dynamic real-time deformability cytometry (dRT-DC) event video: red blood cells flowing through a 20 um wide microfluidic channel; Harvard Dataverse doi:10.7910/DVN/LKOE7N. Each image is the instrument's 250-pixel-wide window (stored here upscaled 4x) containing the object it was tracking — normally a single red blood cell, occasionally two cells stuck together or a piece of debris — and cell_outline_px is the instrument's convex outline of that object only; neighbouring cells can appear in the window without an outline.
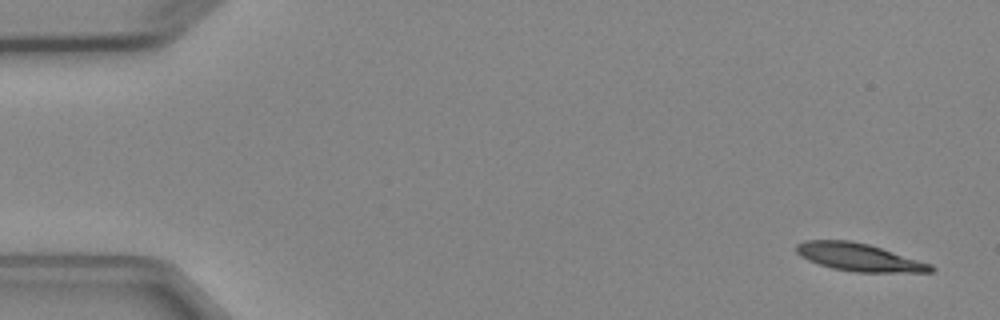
{"species": "Egyptian fruit bat (a non-hibernating species)", "species_latin": "Rousettus aegyptiacus", "temperature_condition": "cold", "stored_images_in_passage": 5, "camera_frame_rate_fps": 3000, "um_per_image_px": 0.085, "animal": {"sex": "female"}, "frame": {"image": 1, "passage_image": 1, "time_ms": 0.0, "image_size_px": [1000, 320], "cell_outline_px": [[936, 268], [932, 272], [856, 272], [832, 268], [808, 260], [800, 256], [796, 252], [796, 244], [804, 240], [848, 240], [868, 244], [932, 264]], "centroid_in_image_um": [73.0, 21.86], "position_along_channel_um": 12.0, "area_um2": 21.62}}
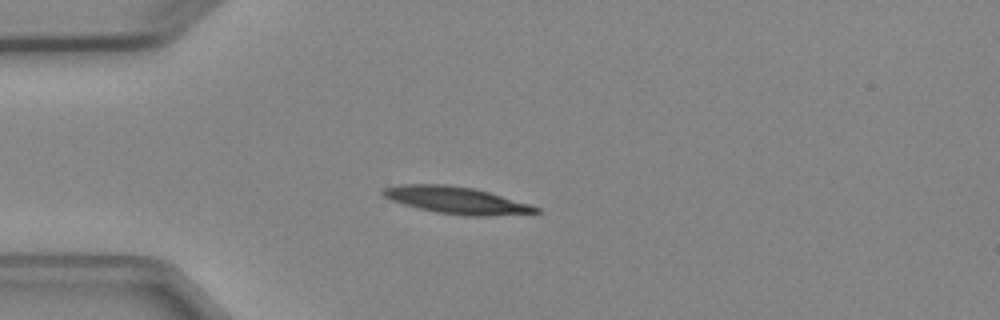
{"frame": {"image": 2, "passage_image": 4, "time_ms": 3.667, "image_size_px": [1000, 320], "cell_outline_px": [[540, 212], [488, 216], [464, 216], [436, 212], [404, 204], [392, 200], [384, 196], [380, 192], [384, 188], [396, 184], [448, 184], [476, 188], [528, 204], [540, 208]], "centroid_in_image_um": [38.76, 17.01], "position_along_channel_um": 46.2, "area_um2": 23.93}}